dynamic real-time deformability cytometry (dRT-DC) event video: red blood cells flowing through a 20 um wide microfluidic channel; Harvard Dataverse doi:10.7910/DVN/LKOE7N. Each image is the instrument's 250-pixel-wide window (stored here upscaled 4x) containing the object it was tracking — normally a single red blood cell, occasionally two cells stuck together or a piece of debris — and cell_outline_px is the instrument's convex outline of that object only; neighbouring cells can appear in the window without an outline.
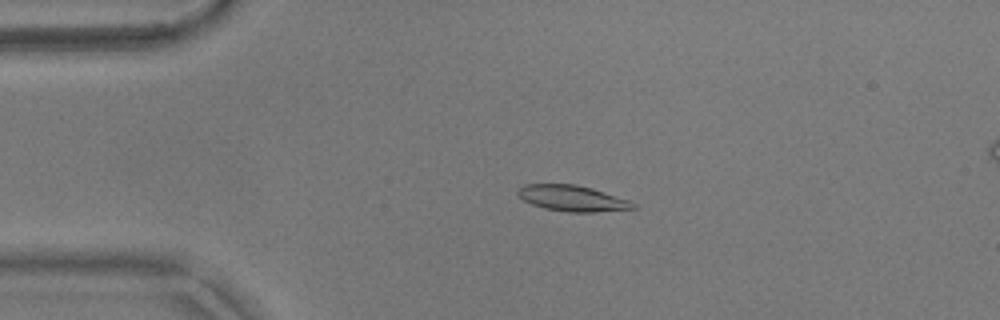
{"species": "common noctule bat (a hibernating species)", "species_latin": "Nyctalus noctula", "temperature_condition": "warm", "stored_images_in_passage": 53, "camera_frame_rate_fps": 3000, "um_per_image_px": 0.085, "animal": {"sex": "male", "body_mass_g": 17.9}, "frame": {"image": 1, "passage_image": 11, "time_ms": 3.333, "image_size_px": [1000, 320], "cell_outline_px": [[636, 208], [592, 212], [568, 212], [544, 208], [532, 204], [524, 200], [516, 192], [524, 184], [576, 184], [592, 188], [628, 200], [636, 204]], "centroid_in_image_um": [48.63, 16.85], "position_along_channel_um": 36.4, "area_um2": 17.17}}
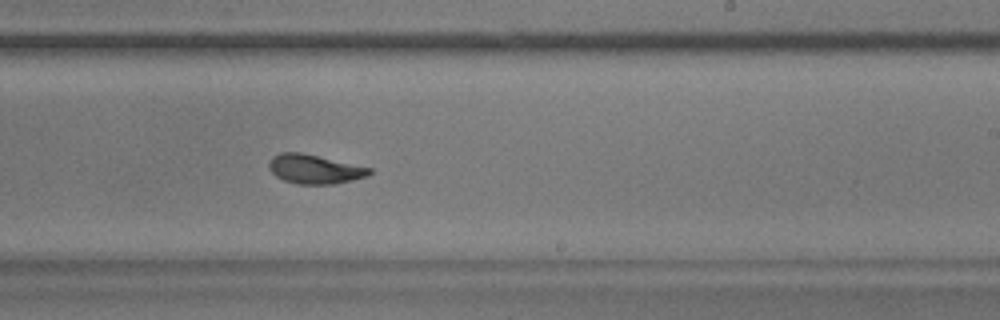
{"frame": {"image": 2, "passage_image": 32, "time_ms": 10.333, "image_size_px": [1000, 320], "cell_outline_px": [[372, 172], [368, 176], [352, 180], [332, 184], [296, 184], [284, 180], [276, 176], [268, 168], [268, 160], [272, 156], [280, 152], [300, 152], [372, 168]], "centroid_in_image_um": [26.71, 14.37], "position_along_channel_um": 262.3, "area_um2": 17.11}}
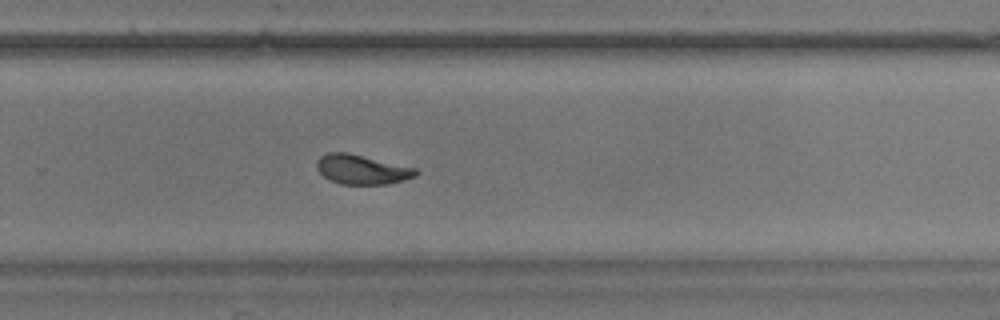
{"frame": {"image": 3, "passage_image": 35, "time_ms": 11.333, "image_size_px": [1000, 320], "cell_outline_px": [[420, 172], [416, 176], [404, 180], [388, 184], [340, 184], [328, 180], [316, 168], [316, 160], [320, 156], [328, 152], [348, 152], [416, 168]], "centroid_in_image_um": [30.75, 14.4], "position_along_channel_um": 299.1, "area_um2": 17.22}, "authors_computed_cell_mechanics": {"area_um2": 17.629, "velocity_mm_per_s": 3.6957, "shape_relaxation_time_tau1_ms": 4.457, "shape_relaxation_time_tau2_ms": 0.9914, "deformation_change_tau1": 0.1685, "deformation_change_tau2": 0.0584}}